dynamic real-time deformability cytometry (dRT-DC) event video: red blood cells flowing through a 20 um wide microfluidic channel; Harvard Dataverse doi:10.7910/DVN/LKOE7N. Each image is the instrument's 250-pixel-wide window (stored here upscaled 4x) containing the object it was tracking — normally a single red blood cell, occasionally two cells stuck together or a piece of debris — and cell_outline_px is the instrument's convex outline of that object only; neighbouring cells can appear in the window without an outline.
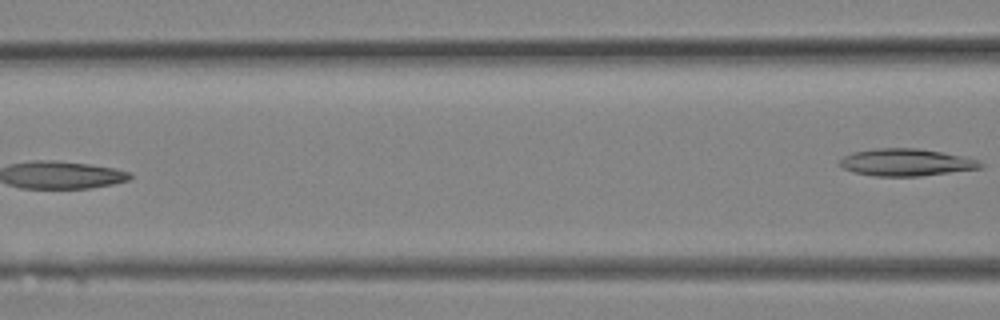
{"species": "Egyptian fruit bat (a non-hibernating species)", "species_latin": "Rousettus aegyptiacus", "temperature_condition": "room temperature", "stored_images_in_passage": 12, "camera_frame_rate_fps": 3000, "um_per_image_px": 0.085, "animal": {"sex": "female"}, "frame": {"image": 1, "passage_image": 12, "time_ms": 3.667, "image_size_px": [1000, 320], "cell_outline_px": [[984, 168], [920, 176], [872, 176], [856, 172], [844, 168], [840, 164], [840, 160], [844, 156], [852, 152], [876, 148], [920, 148], [964, 156], [976, 160], [984, 164]], "centroid_in_image_um": [77.06, 13.79], "position_along_channel_um": 89.5, "area_um2": 22.31}}